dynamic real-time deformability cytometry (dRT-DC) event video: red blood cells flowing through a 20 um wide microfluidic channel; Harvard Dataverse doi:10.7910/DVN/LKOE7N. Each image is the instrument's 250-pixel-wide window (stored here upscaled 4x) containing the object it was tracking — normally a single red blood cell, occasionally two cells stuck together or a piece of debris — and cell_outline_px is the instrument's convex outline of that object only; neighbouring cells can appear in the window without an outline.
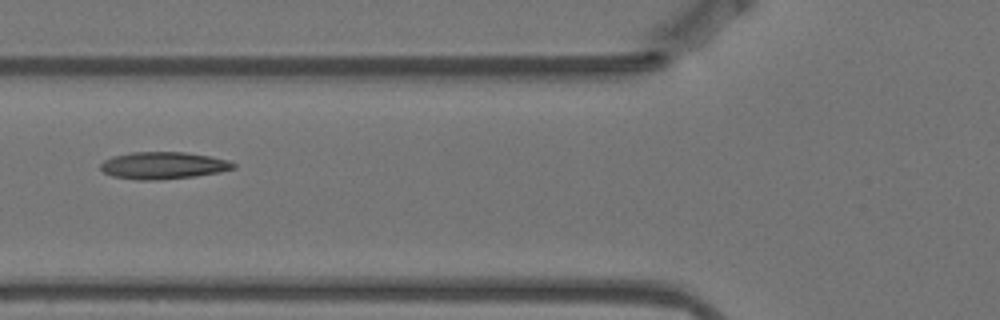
{"species": "Egyptian fruit bat (a non-hibernating species)", "species_latin": "Rousettus aegyptiacus", "temperature_condition": "warm", "stored_images_in_passage": 7, "camera_frame_rate_fps": 3000, "um_per_image_px": 0.085, "animal": {"sex": "female"}, "frame": {"image": 1, "passage_image": 6, "time_ms": 1.667, "image_size_px": [1000, 320], "cell_outline_px": [[236, 168], [220, 172], [196, 176], [156, 180], [136, 180], [112, 176], [104, 172], [100, 168], [100, 164], [104, 160], [112, 156], [132, 152], [184, 152], [208, 156], [228, 160], [236, 164]], "centroid_in_image_um": [13.86, 14.07], "position_along_channel_um": 111.9, "area_um2": 21.04}}
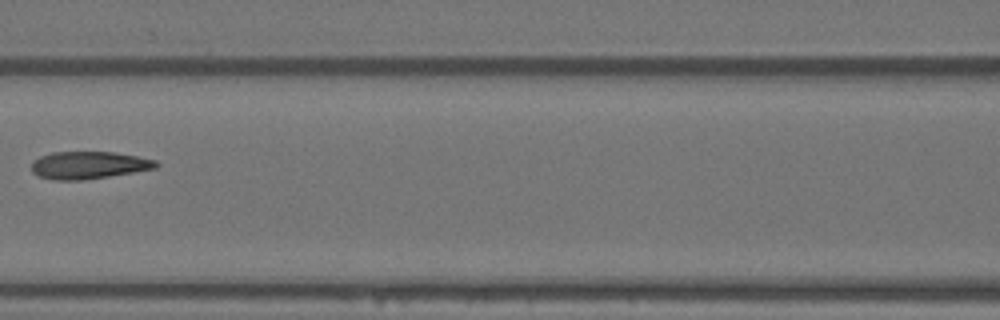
{"frame": {"image": 2, "passage_image": 7, "time_ms": 2.0, "image_size_px": [1000, 320], "cell_outline_px": [[160, 164], [156, 168], [84, 180], [56, 180], [40, 176], [32, 172], [32, 164], [40, 156], [52, 152], [112, 152], [136, 156], [156, 160]], "centroid_in_image_um": [7.55, 14.03], "position_along_channel_um": 159.1, "area_um2": 19.65}}